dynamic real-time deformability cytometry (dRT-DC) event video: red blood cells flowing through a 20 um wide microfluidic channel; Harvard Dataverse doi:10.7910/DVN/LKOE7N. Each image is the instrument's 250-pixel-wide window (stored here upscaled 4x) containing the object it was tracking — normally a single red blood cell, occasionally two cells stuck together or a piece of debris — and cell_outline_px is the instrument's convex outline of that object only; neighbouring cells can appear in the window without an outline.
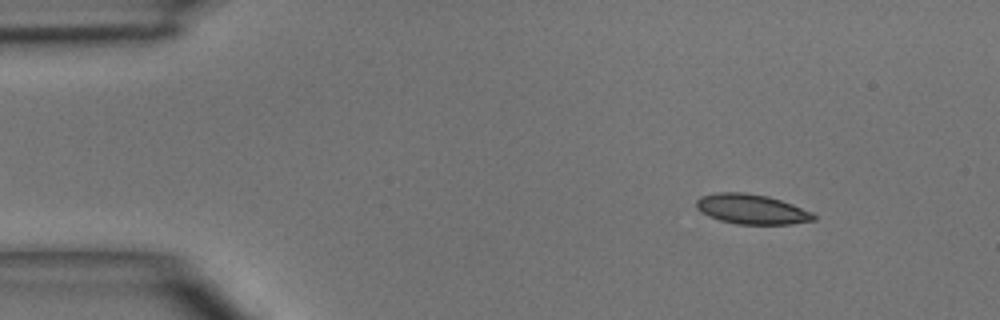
{"species": "common noctule bat (a hibernating species)", "species_latin": "Nyctalus noctula", "temperature_condition": "room temperature", "stored_images_in_passage": 3, "camera_frame_rate_fps": 3000, "um_per_image_px": 0.085, "animal": {"sex": "male", "body_mass_g": 15.6}, "frame": {"image": 1, "passage_image": 1, "time_ms": 0.0, "image_size_px": [1000, 320], "cell_outline_px": [[816, 220], [792, 224], [736, 224], [720, 220], [708, 216], [700, 212], [696, 208], [696, 200], [700, 196], [716, 192], [744, 192], [768, 196], [792, 204], [812, 212], [816, 216]], "centroid_in_image_um": [63.86, 17.78], "position_along_channel_um": 21.1, "area_um2": 20.58}}